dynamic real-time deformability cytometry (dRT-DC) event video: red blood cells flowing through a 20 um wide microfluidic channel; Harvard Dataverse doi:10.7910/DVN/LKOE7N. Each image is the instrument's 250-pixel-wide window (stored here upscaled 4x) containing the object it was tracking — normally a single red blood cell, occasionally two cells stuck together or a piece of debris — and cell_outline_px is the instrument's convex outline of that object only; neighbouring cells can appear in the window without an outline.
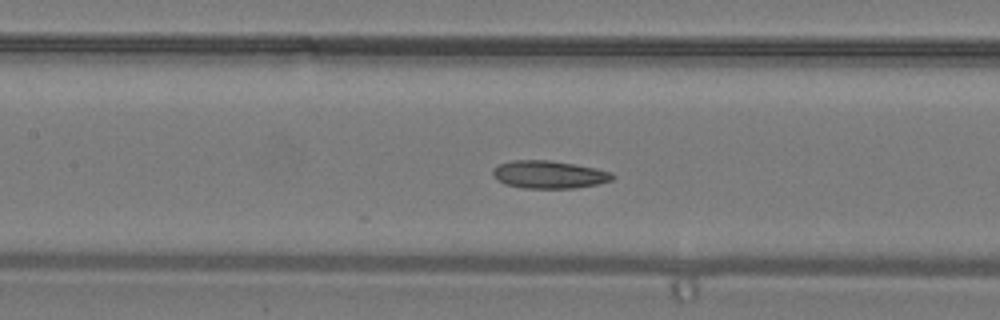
{"species": "common noctule bat (a hibernating species)", "species_latin": "Nyctalus noctula", "temperature_condition": "warm", "stored_images_in_passage": 37, "camera_frame_rate_fps": 3000, "um_per_image_px": 0.085, "animal": {"sex": "male", "body_mass_g": 19.2, "forearm_length_mm": 51.8}, "frame": {"image": 1, "passage_image": 16, "time_ms": 5.0, "image_size_px": [1000, 320], "cell_outline_px": [[616, 176], [612, 180], [596, 184], [572, 188], [524, 188], [504, 184], [492, 176], [492, 168], [500, 164], [512, 160], [548, 160], [596, 168], [612, 172]], "centroid_in_image_um": [46.64, 14.83], "position_along_channel_um": 160.8, "area_um2": 19.31}}